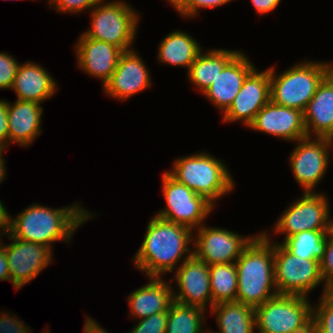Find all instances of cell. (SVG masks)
<instances>
[{"mask_svg":"<svg viewBox=\"0 0 333 333\" xmlns=\"http://www.w3.org/2000/svg\"><path fill=\"white\" fill-rule=\"evenodd\" d=\"M237 50H202L187 71L189 82L196 86L201 94L214 82L223 68L239 53Z\"/></svg>","mask_w":333,"mask_h":333,"instance_id":"obj_24","label":"cell"},{"mask_svg":"<svg viewBox=\"0 0 333 333\" xmlns=\"http://www.w3.org/2000/svg\"><path fill=\"white\" fill-rule=\"evenodd\" d=\"M8 312L0 313V333H31L30 327L24 324V321L18 320V317L8 315Z\"/></svg>","mask_w":333,"mask_h":333,"instance_id":"obj_36","label":"cell"},{"mask_svg":"<svg viewBox=\"0 0 333 333\" xmlns=\"http://www.w3.org/2000/svg\"><path fill=\"white\" fill-rule=\"evenodd\" d=\"M148 284L134 290L128 296L130 316L144 319L154 314L168 311L173 302L171 284L162 277H149Z\"/></svg>","mask_w":333,"mask_h":333,"instance_id":"obj_23","label":"cell"},{"mask_svg":"<svg viewBox=\"0 0 333 333\" xmlns=\"http://www.w3.org/2000/svg\"><path fill=\"white\" fill-rule=\"evenodd\" d=\"M200 43L191 35L181 30L167 34L158 45V60L173 66L186 67L188 70L199 53L202 51Z\"/></svg>","mask_w":333,"mask_h":333,"instance_id":"obj_25","label":"cell"},{"mask_svg":"<svg viewBox=\"0 0 333 333\" xmlns=\"http://www.w3.org/2000/svg\"><path fill=\"white\" fill-rule=\"evenodd\" d=\"M10 244H5L10 282L16 290L37 277L52 262V250L45 245L27 242L4 234Z\"/></svg>","mask_w":333,"mask_h":333,"instance_id":"obj_13","label":"cell"},{"mask_svg":"<svg viewBox=\"0 0 333 333\" xmlns=\"http://www.w3.org/2000/svg\"><path fill=\"white\" fill-rule=\"evenodd\" d=\"M232 0H187L186 5L178 12L185 19L188 17H196L201 8H216L222 6Z\"/></svg>","mask_w":333,"mask_h":333,"instance_id":"obj_35","label":"cell"},{"mask_svg":"<svg viewBox=\"0 0 333 333\" xmlns=\"http://www.w3.org/2000/svg\"><path fill=\"white\" fill-rule=\"evenodd\" d=\"M151 76L145 62L132 49L120 55L117 67L103 87L104 93L117 100H127L151 87Z\"/></svg>","mask_w":333,"mask_h":333,"instance_id":"obj_16","label":"cell"},{"mask_svg":"<svg viewBox=\"0 0 333 333\" xmlns=\"http://www.w3.org/2000/svg\"><path fill=\"white\" fill-rule=\"evenodd\" d=\"M100 0L91 10V27L83 34L119 47L123 52L132 50L140 20L137 11L123 0Z\"/></svg>","mask_w":333,"mask_h":333,"instance_id":"obj_6","label":"cell"},{"mask_svg":"<svg viewBox=\"0 0 333 333\" xmlns=\"http://www.w3.org/2000/svg\"><path fill=\"white\" fill-rule=\"evenodd\" d=\"M203 224L193 235V255L207 265L234 263L256 236H240L227 229Z\"/></svg>","mask_w":333,"mask_h":333,"instance_id":"obj_11","label":"cell"},{"mask_svg":"<svg viewBox=\"0 0 333 333\" xmlns=\"http://www.w3.org/2000/svg\"><path fill=\"white\" fill-rule=\"evenodd\" d=\"M3 150L5 151V149L0 145V153H1Z\"/></svg>","mask_w":333,"mask_h":333,"instance_id":"obj_45","label":"cell"},{"mask_svg":"<svg viewBox=\"0 0 333 333\" xmlns=\"http://www.w3.org/2000/svg\"><path fill=\"white\" fill-rule=\"evenodd\" d=\"M168 311L139 320L128 333H165Z\"/></svg>","mask_w":333,"mask_h":333,"instance_id":"obj_32","label":"cell"},{"mask_svg":"<svg viewBox=\"0 0 333 333\" xmlns=\"http://www.w3.org/2000/svg\"><path fill=\"white\" fill-rule=\"evenodd\" d=\"M177 267L172 277L178 288L173 290V301L205 310L210 304L212 308L209 265L192 255Z\"/></svg>","mask_w":333,"mask_h":333,"instance_id":"obj_15","label":"cell"},{"mask_svg":"<svg viewBox=\"0 0 333 333\" xmlns=\"http://www.w3.org/2000/svg\"><path fill=\"white\" fill-rule=\"evenodd\" d=\"M281 0H251L259 15L267 14L276 9Z\"/></svg>","mask_w":333,"mask_h":333,"instance_id":"obj_38","label":"cell"},{"mask_svg":"<svg viewBox=\"0 0 333 333\" xmlns=\"http://www.w3.org/2000/svg\"><path fill=\"white\" fill-rule=\"evenodd\" d=\"M248 128L289 142H297L308 137L303 112L295 108L278 105L272 100L256 114L254 121Z\"/></svg>","mask_w":333,"mask_h":333,"instance_id":"obj_17","label":"cell"},{"mask_svg":"<svg viewBox=\"0 0 333 333\" xmlns=\"http://www.w3.org/2000/svg\"><path fill=\"white\" fill-rule=\"evenodd\" d=\"M162 189L166 207L155 215L188 227L193 232L203 225L214 208L205 197L178 182L167 171L162 175Z\"/></svg>","mask_w":333,"mask_h":333,"instance_id":"obj_8","label":"cell"},{"mask_svg":"<svg viewBox=\"0 0 333 333\" xmlns=\"http://www.w3.org/2000/svg\"><path fill=\"white\" fill-rule=\"evenodd\" d=\"M167 172L178 182L185 184L196 194L205 197L214 206L216 200L234 189V181L225 163L200 152L175 160Z\"/></svg>","mask_w":333,"mask_h":333,"instance_id":"obj_4","label":"cell"},{"mask_svg":"<svg viewBox=\"0 0 333 333\" xmlns=\"http://www.w3.org/2000/svg\"><path fill=\"white\" fill-rule=\"evenodd\" d=\"M0 280L10 281L5 245L2 240H0Z\"/></svg>","mask_w":333,"mask_h":333,"instance_id":"obj_39","label":"cell"},{"mask_svg":"<svg viewBox=\"0 0 333 333\" xmlns=\"http://www.w3.org/2000/svg\"><path fill=\"white\" fill-rule=\"evenodd\" d=\"M212 303L236 302L238 284L234 263L209 265Z\"/></svg>","mask_w":333,"mask_h":333,"instance_id":"obj_29","label":"cell"},{"mask_svg":"<svg viewBox=\"0 0 333 333\" xmlns=\"http://www.w3.org/2000/svg\"><path fill=\"white\" fill-rule=\"evenodd\" d=\"M332 141L330 138L306 137L296 142L298 144L289 160L295 180L302 186L303 192H316L314 187L324 178Z\"/></svg>","mask_w":333,"mask_h":333,"instance_id":"obj_12","label":"cell"},{"mask_svg":"<svg viewBox=\"0 0 333 333\" xmlns=\"http://www.w3.org/2000/svg\"><path fill=\"white\" fill-rule=\"evenodd\" d=\"M320 273L324 282L323 293L333 288V230L327 234L324 257L320 261Z\"/></svg>","mask_w":333,"mask_h":333,"instance_id":"obj_31","label":"cell"},{"mask_svg":"<svg viewBox=\"0 0 333 333\" xmlns=\"http://www.w3.org/2000/svg\"><path fill=\"white\" fill-rule=\"evenodd\" d=\"M9 144L18 143L27 147L42 133L43 107L36 102L15 100L7 101Z\"/></svg>","mask_w":333,"mask_h":333,"instance_id":"obj_21","label":"cell"},{"mask_svg":"<svg viewBox=\"0 0 333 333\" xmlns=\"http://www.w3.org/2000/svg\"><path fill=\"white\" fill-rule=\"evenodd\" d=\"M306 333H322V332L312 324Z\"/></svg>","mask_w":333,"mask_h":333,"instance_id":"obj_44","label":"cell"},{"mask_svg":"<svg viewBox=\"0 0 333 333\" xmlns=\"http://www.w3.org/2000/svg\"><path fill=\"white\" fill-rule=\"evenodd\" d=\"M219 332L208 333H255V311L251 306L239 302H221L212 306Z\"/></svg>","mask_w":333,"mask_h":333,"instance_id":"obj_26","label":"cell"},{"mask_svg":"<svg viewBox=\"0 0 333 333\" xmlns=\"http://www.w3.org/2000/svg\"><path fill=\"white\" fill-rule=\"evenodd\" d=\"M100 0H49V6L64 13H81L91 10Z\"/></svg>","mask_w":333,"mask_h":333,"instance_id":"obj_34","label":"cell"},{"mask_svg":"<svg viewBox=\"0 0 333 333\" xmlns=\"http://www.w3.org/2000/svg\"><path fill=\"white\" fill-rule=\"evenodd\" d=\"M176 11H180L187 3V0H167Z\"/></svg>","mask_w":333,"mask_h":333,"instance_id":"obj_43","label":"cell"},{"mask_svg":"<svg viewBox=\"0 0 333 333\" xmlns=\"http://www.w3.org/2000/svg\"><path fill=\"white\" fill-rule=\"evenodd\" d=\"M95 218L81 203L63 208H50L33 203L15 218L10 217L8 234L16 239L48 246L56 241L69 243L72 236L88 219Z\"/></svg>","mask_w":333,"mask_h":333,"instance_id":"obj_2","label":"cell"},{"mask_svg":"<svg viewBox=\"0 0 333 333\" xmlns=\"http://www.w3.org/2000/svg\"><path fill=\"white\" fill-rule=\"evenodd\" d=\"M84 333H108L102 328L92 317H86L84 325Z\"/></svg>","mask_w":333,"mask_h":333,"instance_id":"obj_41","label":"cell"},{"mask_svg":"<svg viewBox=\"0 0 333 333\" xmlns=\"http://www.w3.org/2000/svg\"><path fill=\"white\" fill-rule=\"evenodd\" d=\"M7 100H0V145L6 149L9 146Z\"/></svg>","mask_w":333,"mask_h":333,"instance_id":"obj_37","label":"cell"},{"mask_svg":"<svg viewBox=\"0 0 333 333\" xmlns=\"http://www.w3.org/2000/svg\"><path fill=\"white\" fill-rule=\"evenodd\" d=\"M10 217L8 211L5 209V206L2 204L0 200V232L4 235L8 232L10 225Z\"/></svg>","mask_w":333,"mask_h":333,"instance_id":"obj_40","label":"cell"},{"mask_svg":"<svg viewBox=\"0 0 333 333\" xmlns=\"http://www.w3.org/2000/svg\"><path fill=\"white\" fill-rule=\"evenodd\" d=\"M332 69L333 63L305 60L279 75L270 67L271 100L304 112L318 85Z\"/></svg>","mask_w":333,"mask_h":333,"instance_id":"obj_5","label":"cell"},{"mask_svg":"<svg viewBox=\"0 0 333 333\" xmlns=\"http://www.w3.org/2000/svg\"><path fill=\"white\" fill-rule=\"evenodd\" d=\"M146 230L133 259L134 266L147 276L162 277L193 255L189 246L194 233L190 228L154 215Z\"/></svg>","mask_w":333,"mask_h":333,"instance_id":"obj_1","label":"cell"},{"mask_svg":"<svg viewBox=\"0 0 333 333\" xmlns=\"http://www.w3.org/2000/svg\"><path fill=\"white\" fill-rule=\"evenodd\" d=\"M206 310L173 301L168 309L165 333H208L203 330Z\"/></svg>","mask_w":333,"mask_h":333,"instance_id":"obj_27","label":"cell"},{"mask_svg":"<svg viewBox=\"0 0 333 333\" xmlns=\"http://www.w3.org/2000/svg\"><path fill=\"white\" fill-rule=\"evenodd\" d=\"M78 67L89 76L101 79L102 85L115 71L123 51L115 45L86 37L83 33L75 44Z\"/></svg>","mask_w":333,"mask_h":333,"instance_id":"obj_18","label":"cell"},{"mask_svg":"<svg viewBox=\"0 0 333 333\" xmlns=\"http://www.w3.org/2000/svg\"><path fill=\"white\" fill-rule=\"evenodd\" d=\"M260 232L236 260V302L252 308L278 295L274 274V241Z\"/></svg>","mask_w":333,"mask_h":333,"instance_id":"obj_3","label":"cell"},{"mask_svg":"<svg viewBox=\"0 0 333 333\" xmlns=\"http://www.w3.org/2000/svg\"><path fill=\"white\" fill-rule=\"evenodd\" d=\"M19 65L13 56L0 52V90L12 88Z\"/></svg>","mask_w":333,"mask_h":333,"instance_id":"obj_33","label":"cell"},{"mask_svg":"<svg viewBox=\"0 0 333 333\" xmlns=\"http://www.w3.org/2000/svg\"><path fill=\"white\" fill-rule=\"evenodd\" d=\"M270 100V70L268 68L258 72L254 68L245 78L229 109L222 114L223 122L234 123L241 120L248 127Z\"/></svg>","mask_w":333,"mask_h":333,"instance_id":"obj_14","label":"cell"},{"mask_svg":"<svg viewBox=\"0 0 333 333\" xmlns=\"http://www.w3.org/2000/svg\"><path fill=\"white\" fill-rule=\"evenodd\" d=\"M55 81L43 66L29 61L19 65L11 90L15 91L16 100L41 104L58 91Z\"/></svg>","mask_w":333,"mask_h":333,"instance_id":"obj_22","label":"cell"},{"mask_svg":"<svg viewBox=\"0 0 333 333\" xmlns=\"http://www.w3.org/2000/svg\"><path fill=\"white\" fill-rule=\"evenodd\" d=\"M303 114L308 137L313 133L333 140V69L320 82Z\"/></svg>","mask_w":333,"mask_h":333,"instance_id":"obj_20","label":"cell"},{"mask_svg":"<svg viewBox=\"0 0 333 333\" xmlns=\"http://www.w3.org/2000/svg\"><path fill=\"white\" fill-rule=\"evenodd\" d=\"M254 68V64L240 51L202 95L224 114L239 93L245 78Z\"/></svg>","mask_w":333,"mask_h":333,"instance_id":"obj_19","label":"cell"},{"mask_svg":"<svg viewBox=\"0 0 333 333\" xmlns=\"http://www.w3.org/2000/svg\"><path fill=\"white\" fill-rule=\"evenodd\" d=\"M316 306L313 307L312 324L322 333H333V292L322 293Z\"/></svg>","mask_w":333,"mask_h":333,"instance_id":"obj_30","label":"cell"},{"mask_svg":"<svg viewBox=\"0 0 333 333\" xmlns=\"http://www.w3.org/2000/svg\"><path fill=\"white\" fill-rule=\"evenodd\" d=\"M3 152L2 151L0 153V184L2 183V181H4V179L6 178V166H5V159L3 158Z\"/></svg>","mask_w":333,"mask_h":333,"instance_id":"obj_42","label":"cell"},{"mask_svg":"<svg viewBox=\"0 0 333 333\" xmlns=\"http://www.w3.org/2000/svg\"><path fill=\"white\" fill-rule=\"evenodd\" d=\"M330 204L323 193L304 192L282 212L275 222L274 232L284 234L285 239L302 231L333 230Z\"/></svg>","mask_w":333,"mask_h":333,"instance_id":"obj_10","label":"cell"},{"mask_svg":"<svg viewBox=\"0 0 333 333\" xmlns=\"http://www.w3.org/2000/svg\"><path fill=\"white\" fill-rule=\"evenodd\" d=\"M332 230L302 231L284 239L281 244L294 256L321 261L324 257L327 234Z\"/></svg>","mask_w":333,"mask_h":333,"instance_id":"obj_28","label":"cell"},{"mask_svg":"<svg viewBox=\"0 0 333 333\" xmlns=\"http://www.w3.org/2000/svg\"><path fill=\"white\" fill-rule=\"evenodd\" d=\"M313 306L308 297L277 295L256 307L258 333H306L313 321Z\"/></svg>","mask_w":333,"mask_h":333,"instance_id":"obj_7","label":"cell"},{"mask_svg":"<svg viewBox=\"0 0 333 333\" xmlns=\"http://www.w3.org/2000/svg\"><path fill=\"white\" fill-rule=\"evenodd\" d=\"M274 274L278 295L307 297L308 293L323 283L319 261L296 257L275 241Z\"/></svg>","mask_w":333,"mask_h":333,"instance_id":"obj_9","label":"cell"}]
</instances>
